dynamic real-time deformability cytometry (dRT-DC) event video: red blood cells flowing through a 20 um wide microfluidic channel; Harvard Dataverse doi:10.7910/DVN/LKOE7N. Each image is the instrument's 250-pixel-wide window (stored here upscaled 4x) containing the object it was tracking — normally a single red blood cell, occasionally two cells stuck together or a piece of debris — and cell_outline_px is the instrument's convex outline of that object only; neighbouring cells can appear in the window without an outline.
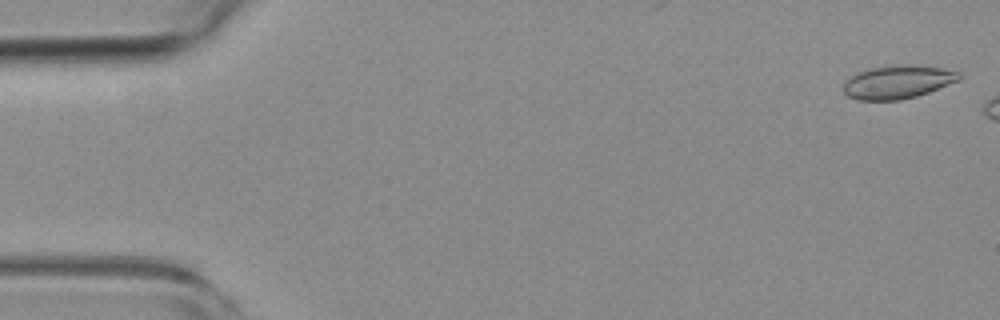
{"species": "common noctule bat (a hibernating species)", "species_latin": "Nyctalus noctula", "temperature_condition": "room temperature", "stored_images_in_passage": 3, "camera_frame_rate_fps": 3000, "um_per_image_px": 0.085, "animal": {"sex": "female", "body_mass_g": 19.3, "forearm_length_mm": 54.1}, "frame": {"image": 1, "passage_image": 1, "time_ms": 0.0, "image_size_px": [1000, 320], "cell_outline_px": [[964, 76], [960, 80], [928, 92], [916, 96], [900, 100], [856, 100], [848, 96], [844, 92], [844, 84], [856, 72], [868, 68], [896, 64], [920, 64], [944, 68], [960, 72]], "centroid_in_image_um": [76.35, 6.94], "position_along_channel_um": 8.6, "area_um2": 22.83}}